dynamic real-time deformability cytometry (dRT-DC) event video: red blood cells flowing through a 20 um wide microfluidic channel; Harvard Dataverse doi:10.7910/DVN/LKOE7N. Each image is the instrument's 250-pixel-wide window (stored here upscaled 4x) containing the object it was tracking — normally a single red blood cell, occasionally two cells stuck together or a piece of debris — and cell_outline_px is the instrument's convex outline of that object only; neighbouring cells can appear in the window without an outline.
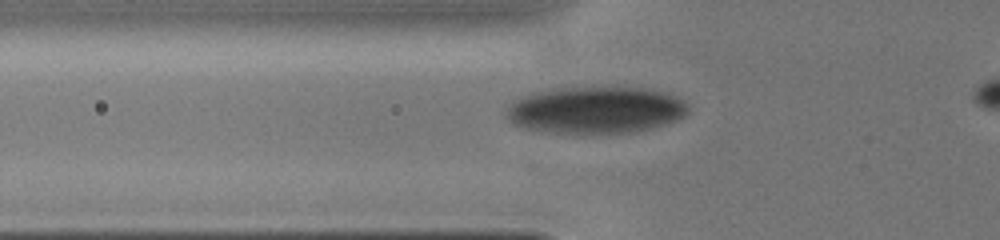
{"species": "human", "species_latin": "Homo sapiens", "temperature_condition": "cold", "stored_images_in_passage": 24, "camera_frame_rate_fps": 3000, "um_per_image_px": 0.085, "donor": {"sex": "male"}, "frame": {"image": 1, "passage_image": 18, "time_ms": 3.333, "image_size_px": [1000, 240], "cell_outline_px": [[688, 112], [684, 116], [676, 120], [652, 128], [636, 132], [580, 136], [572, 136], [520, 128], [512, 124], [504, 116], [504, 112], [508, 104], [512, 100], [520, 96], [552, 88], [644, 88], [668, 92], [684, 100], [688, 104]], "centroid_in_image_um": [50.55, 9.4], "position_along_channel_um": 75.2, "area_um2": 51.38}}
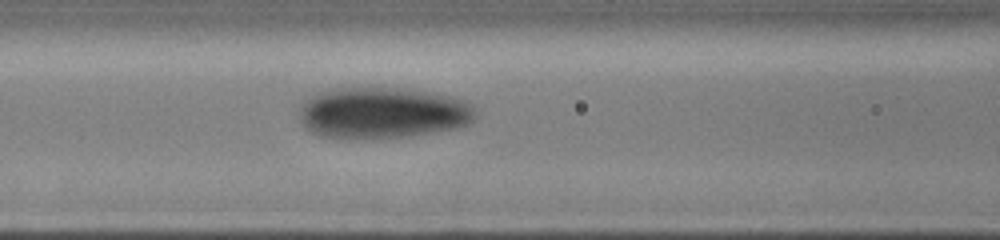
{"frame": {"image": 2, "passage_image": 24, "time_ms": 4.667, "image_size_px": [1000, 240], "cell_outline_px": [[476, 116], [468, 124], [456, 128], [412, 136], [352, 140], [320, 136], [312, 132], [300, 120], [300, 104], [308, 96], [332, 88], [396, 88], [428, 92], [448, 96], [460, 100], [468, 104], [476, 112]], "centroid_in_image_um": [32.45, 9.61], "position_along_channel_um": 134.2, "area_um2": 52.77}}